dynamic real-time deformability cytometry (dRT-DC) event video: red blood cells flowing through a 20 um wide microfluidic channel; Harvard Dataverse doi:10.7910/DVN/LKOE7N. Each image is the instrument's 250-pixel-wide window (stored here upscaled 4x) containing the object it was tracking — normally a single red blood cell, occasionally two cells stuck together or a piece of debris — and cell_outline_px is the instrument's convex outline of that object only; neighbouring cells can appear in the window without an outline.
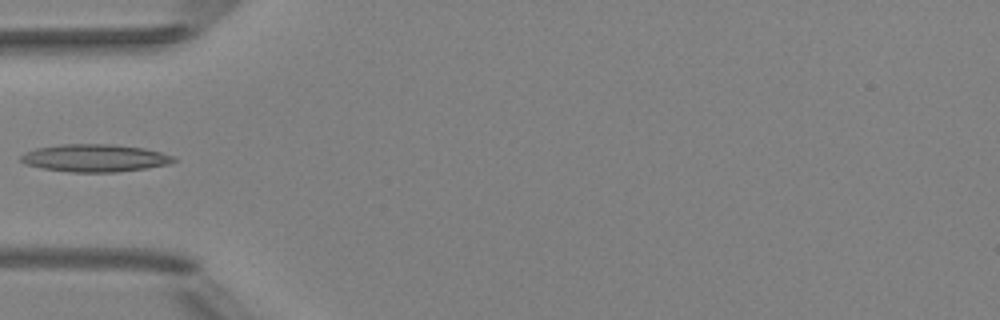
{"species": "Egyptian fruit bat (a non-hibernating species)", "species_latin": "Rousettus aegyptiacus", "temperature_condition": "room temperature", "stored_images_in_passage": 5, "camera_frame_rate_fps": 3000, "um_per_image_px": 0.085, "animal": {"sex": "female"}, "frame": {"image": 1, "passage_image": 5, "time_ms": 4.333, "image_size_px": [1000, 320], "cell_outline_px": [[176, 160], [168, 164], [144, 168], [116, 172], [68, 172], [40, 168], [24, 164], [20, 160], [20, 156], [24, 152], [36, 148], [60, 144], [112, 144], [144, 148], [176, 156]], "centroid_in_image_um": [8.02, 13.43], "position_along_channel_um": 77.0, "area_um2": 24.68}}